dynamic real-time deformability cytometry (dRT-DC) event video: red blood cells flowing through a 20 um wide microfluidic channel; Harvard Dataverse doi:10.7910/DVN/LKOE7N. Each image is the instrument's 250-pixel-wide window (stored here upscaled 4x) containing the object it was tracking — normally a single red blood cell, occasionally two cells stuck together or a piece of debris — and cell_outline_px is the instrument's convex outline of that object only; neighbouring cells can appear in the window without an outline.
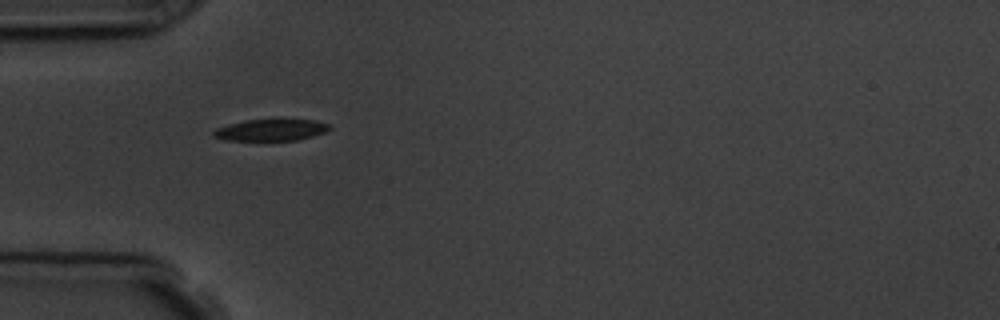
{"species": "common noctule bat (a hibernating species)", "species_latin": "Nyctalus noctula", "temperature_condition": "room temperature", "stored_images_in_passage": 1, "camera_frame_rate_fps": 3000, "um_per_image_px": 0.085, "animal": {"sex": "male", "body_mass_g": 19.5, "forearm_length_mm": 54.6}, "frame": {"image": 1, "passage_image": 1, "time_ms": 0.0, "image_size_px": [1000, 320], "cell_outline_px": [[332, 128], [324, 132], [312, 136], [296, 140], [228, 140], [212, 136], [212, 132], [216, 128], [228, 124], [244, 120], [280, 116], [284, 116], [316, 120], [328, 124]], "centroid_in_image_um": [23.07, 10.98], "position_along_channel_um": 61.9, "area_um2": 15.49}}